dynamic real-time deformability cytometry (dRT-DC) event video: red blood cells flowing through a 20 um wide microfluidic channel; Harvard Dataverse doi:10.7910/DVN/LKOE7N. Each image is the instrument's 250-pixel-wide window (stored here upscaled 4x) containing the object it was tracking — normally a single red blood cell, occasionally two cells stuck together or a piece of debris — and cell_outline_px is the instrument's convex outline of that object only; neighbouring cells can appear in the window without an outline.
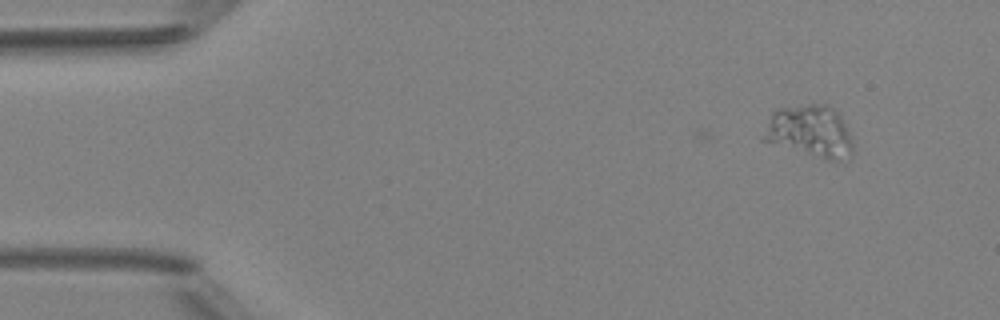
{"species": "Egyptian fruit bat (a non-hibernating species)", "species_latin": "Rousettus aegyptiacus", "temperature_condition": "room temperature", "stored_images_in_passage": 4, "camera_frame_rate_fps": 3000, "um_per_image_px": 0.085, "animal": {"sex": "female"}, "frame": {"image": 1, "passage_image": 1, "time_ms": 0.0, "image_size_px": [1000, 320], "cell_outline_px": [[852, 156], [840, 160], [828, 160], [760, 140], [760, 136], [772, 112], [776, 108], [804, 104], [828, 104], [840, 116], [848, 128], [852, 140]], "centroid_in_image_um": [68.82, 11.15], "position_along_channel_um": 16.2, "area_um2": 27.4}}
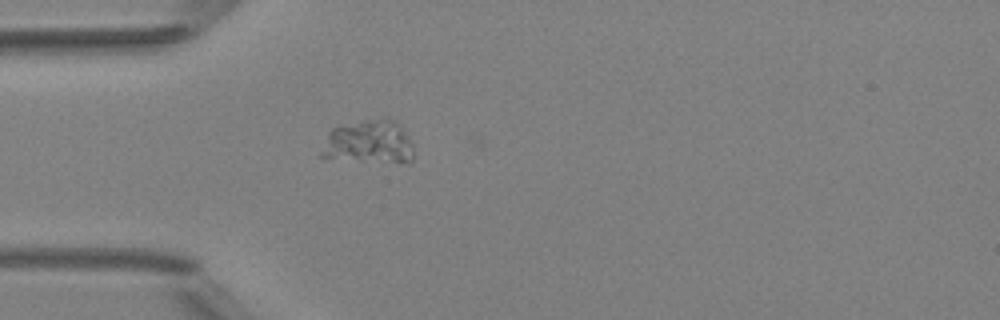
{"frame": {"image": 2, "passage_image": 4, "time_ms": 3.333, "image_size_px": [1000, 320], "cell_outline_px": [[412, 160], [324, 160], [320, 156], [320, 152], [328, 132], [332, 128], [364, 120], [384, 116], [388, 116], [400, 128], [412, 144]], "centroid_in_image_um": [31.23, 12.05], "position_along_channel_um": 53.8, "area_um2": 22.89}}